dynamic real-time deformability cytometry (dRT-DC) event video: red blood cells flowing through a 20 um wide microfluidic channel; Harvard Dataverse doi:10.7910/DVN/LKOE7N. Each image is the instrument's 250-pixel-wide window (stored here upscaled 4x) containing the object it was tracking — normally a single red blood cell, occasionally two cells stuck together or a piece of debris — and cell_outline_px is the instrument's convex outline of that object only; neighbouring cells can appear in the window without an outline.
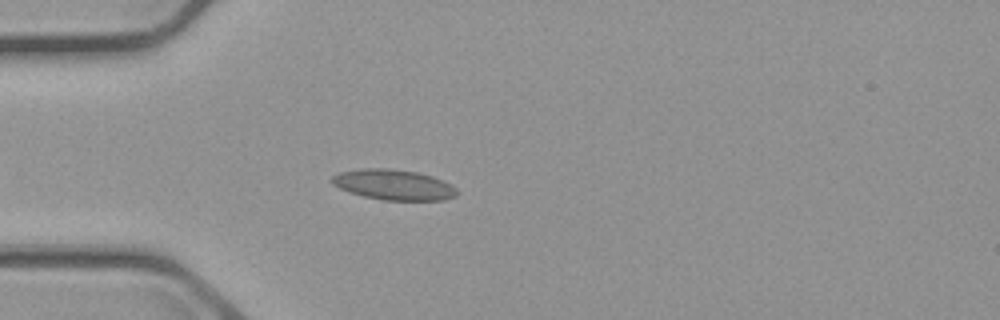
{"species": "common noctule bat (a hibernating species)", "species_latin": "Nyctalus noctula", "temperature_condition": "cold", "stored_images_in_passage": 5, "camera_frame_rate_fps": 3000, "um_per_image_px": 0.085, "animal": {"sex": "male", "body_mass_g": 23.1, "forearm_length_mm": 52.7}, "frame": {"image": 1, "passage_image": 5, "time_ms": 4.667, "image_size_px": [1000, 320], "cell_outline_px": [[460, 192], [456, 196], [444, 200], [384, 200], [364, 196], [348, 192], [332, 184], [328, 180], [332, 176], [340, 172], [364, 168], [384, 168], [416, 172], [432, 176], [452, 184]], "centroid_in_image_um": [33.46, 15.71], "position_along_channel_um": 51.5, "area_um2": 22.25}}